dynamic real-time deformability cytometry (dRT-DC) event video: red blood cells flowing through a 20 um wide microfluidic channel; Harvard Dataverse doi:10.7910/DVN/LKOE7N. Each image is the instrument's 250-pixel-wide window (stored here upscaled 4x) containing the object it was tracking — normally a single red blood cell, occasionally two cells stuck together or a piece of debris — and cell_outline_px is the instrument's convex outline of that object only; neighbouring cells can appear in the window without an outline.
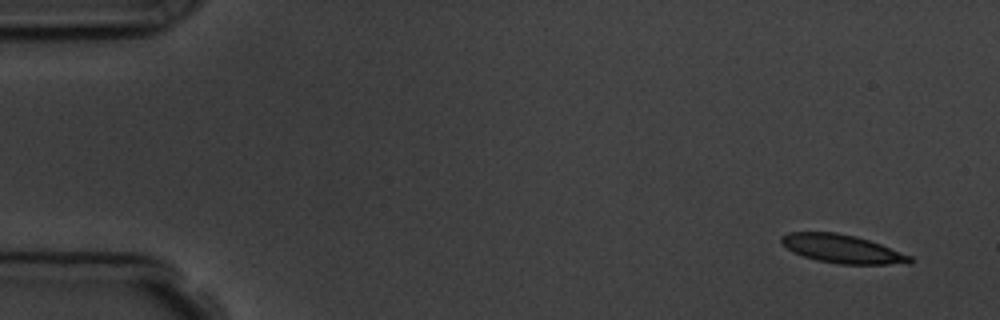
{"species": "common noctule bat (a hibernating species)", "species_latin": "Nyctalus noctula", "temperature_condition": "room temperature", "stored_images_in_passage": 5, "camera_frame_rate_fps": 3000, "um_per_image_px": 0.085, "animal": {"sex": "male", "body_mass_g": 19.5, "forearm_length_mm": 54.6}, "frame": {"image": 1, "passage_image": 1, "time_ms": 0.0, "image_size_px": [1000, 320], "cell_outline_px": [[916, 260], [908, 264], [840, 264], [816, 260], [792, 252], [780, 240], [780, 236], [788, 232], [836, 232], [856, 236], [880, 244], [912, 256]], "centroid_in_image_um": [71.61, 21.15], "position_along_channel_um": 13.4, "area_um2": 21.33}}
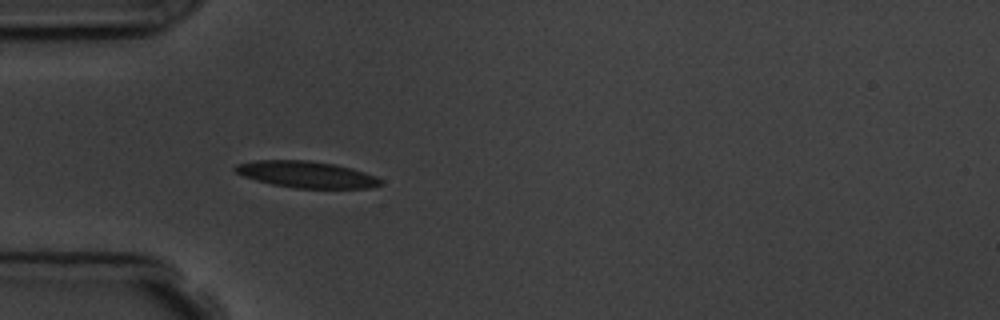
{"frame": {"image": 2, "passage_image": 5, "time_ms": 4.333, "image_size_px": [1000, 320], "cell_outline_px": [[384, 184], [368, 188], [296, 188], [272, 184], [256, 180], [244, 176], [236, 172], [232, 168], [236, 164], [256, 160], [308, 160], [336, 164], [352, 168], [376, 176], [384, 180]], "centroid_in_image_um": [26.08, 14.82], "position_along_channel_um": 58.9, "area_um2": 22.6}}